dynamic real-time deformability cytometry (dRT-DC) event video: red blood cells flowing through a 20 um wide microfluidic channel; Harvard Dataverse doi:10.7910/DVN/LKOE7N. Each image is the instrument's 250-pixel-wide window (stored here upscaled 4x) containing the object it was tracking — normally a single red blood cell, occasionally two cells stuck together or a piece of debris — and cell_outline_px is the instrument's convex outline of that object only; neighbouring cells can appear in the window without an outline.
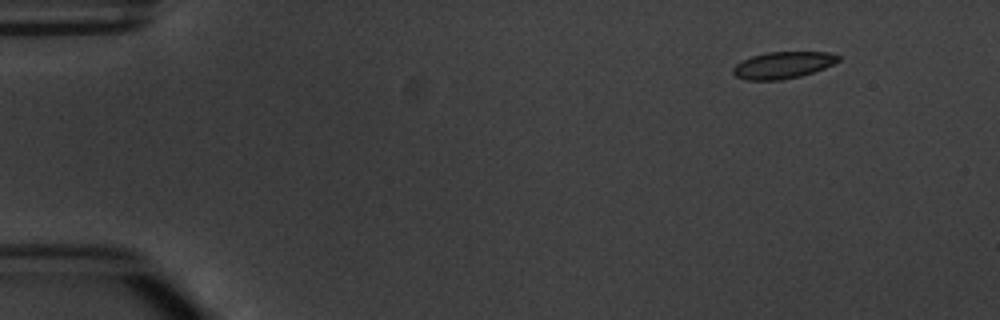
{"species": "common noctule bat (a hibernating species)", "species_latin": "Nyctalus noctula", "temperature_condition": "warm", "stored_images_in_passage": 4, "camera_frame_rate_fps": 3000, "um_per_image_px": 0.085, "animal": {"sex": "male", "body_mass_g": 20.1, "forearm_length_mm": 53.5}, "frame": {"image": 1, "passage_image": 1, "time_ms": 0.0, "image_size_px": [1000, 320], "cell_outline_px": [[840, 60], [824, 68], [800, 76], [780, 80], [748, 80], [736, 76], [732, 72], [732, 68], [736, 64], [752, 56], [768, 52], [828, 52], [840, 56]], "centroid_in_image_um": [66.54, 5.53], "position_along_channel_um": 18.5, "area_um2": 16.24}}
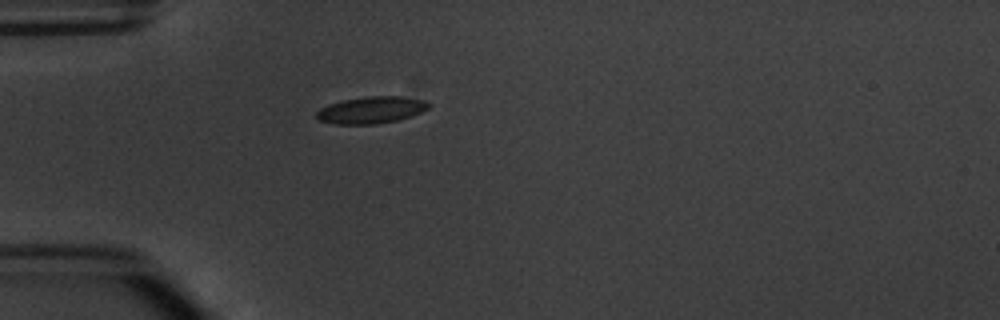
{"frame": {"image": 2, "passage_image": 4, "time_ms": 3.333, "image_size_px": [1000, 320], "cell_outline_px": [[432, 104], [428, 108], [412, 116], [396, 120], [376, 124], [336, 124], [320, 120], [316, 116], [316, 112], [320, 108], [328, 104], [344, 100], [368, 96], [400, 96], [424, 100]], "centroid_in_image_um": [31.57, 9.34], "position_along_channel_um": 53.4, "area_um2": 17.46}}